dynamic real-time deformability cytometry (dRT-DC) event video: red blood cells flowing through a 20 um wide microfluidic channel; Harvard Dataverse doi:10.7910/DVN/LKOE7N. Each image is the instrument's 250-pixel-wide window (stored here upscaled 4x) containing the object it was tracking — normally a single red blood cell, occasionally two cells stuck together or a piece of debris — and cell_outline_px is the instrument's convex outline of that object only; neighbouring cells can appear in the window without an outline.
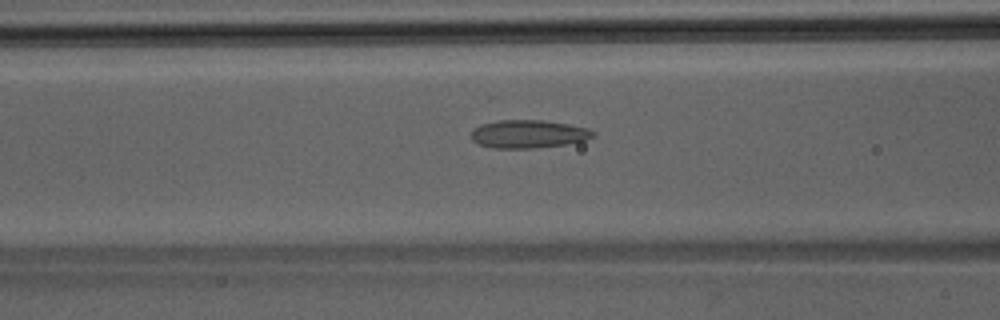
{"species": "Egyptian fruit bat (a non-hibernating species)", "species_latin": "Rousettus aegyptiacus", "temperature_condition": "room temperature", "stored_images_in_passage": 23, "camera_frame_rate_fps": 3000, "um_per_image_px": 0.085, "animal": {"sex": "male"}, "frame": {"image": 1, "passage_image": 4, "time_ms": 1.0, "image_size_px": [1000, 320], "cell_outline_px": [[596, 136], [584, 140], [564, 144], [532, 148], [492, 148], [480, 144], [472, 140], [472, 132], [480, 124], [496, 120], [544, 120], [568, 124], [588, 128], [596, 132]], "centroid_in_image_um": [44.93, 11.38], "position_along_channel_um": 121.7, "area_um2": 19.88}}